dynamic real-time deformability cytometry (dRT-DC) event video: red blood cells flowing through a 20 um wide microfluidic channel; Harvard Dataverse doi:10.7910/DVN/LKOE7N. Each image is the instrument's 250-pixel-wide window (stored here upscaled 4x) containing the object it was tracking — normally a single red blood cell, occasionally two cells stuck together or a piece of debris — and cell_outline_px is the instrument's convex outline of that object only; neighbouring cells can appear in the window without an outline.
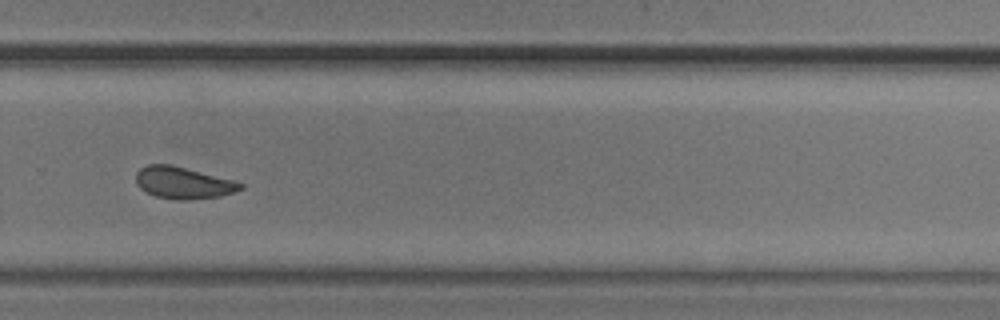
{"species": "common noctule bat (a hibernating species)", "species_latin": "Nyctalus noctula", "temperature_condition": "cold", "stored_images_in_passage": 14, "camera_frame_rate_fps": 3000, "um_per_image_px": 0.085, "animal": {"sex": "male", "body_mass_g": 20.5, "forearm_length_mm": 52.5}, "frame": {"image": 1, "passage_image": 9, "time_ms": 10.667, "image_size_px": [1000, 320], "cell_outline_px": [[244, 188], [220, 196], [188, 200], [176, 200], [156, 196], [140, 188], [136, 184], [136, 172], [140, 168], [148, 164], [172, 164], [232, 180], [244, 184]], "centroid_in_image_um": [15.54, 15.53], "position_along_channel_um": 314.3, "area_um2": 19.31}}
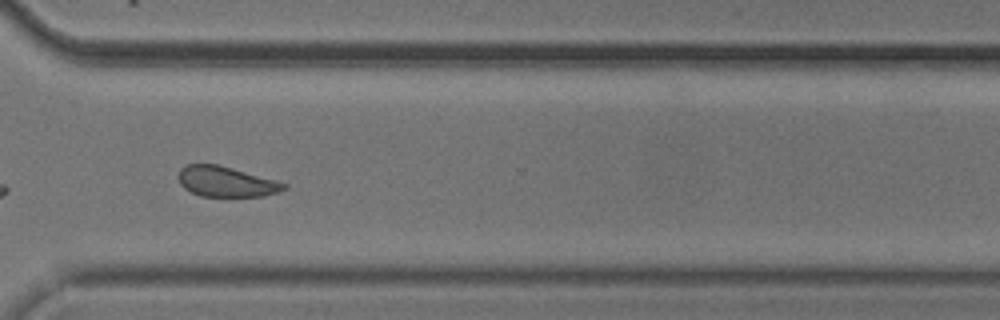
{"frame": {"image": 2, "passage_image": 10, "time_ms": 11.667, "image_size_px": [1000, 320], "cell_outline_px": [[288, 188], [264, 196], [200, 196], [184, 188], [180, 184], [180, 168], [184, 164], [216, 164], [232, 168], [276, 180], [288, 184]], "centroid_in_image_um": [19.23, 15.44], "position_along_channel_um": 351.4, "area_um2": 18.5}}